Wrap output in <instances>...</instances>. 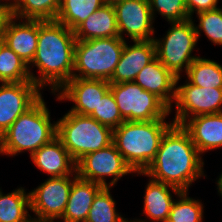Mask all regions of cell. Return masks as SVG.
Listing matches in <instances>:
<instances>
[{"mask_svg":"<svg viewBox=\"0 0 222 222\" xmlns=\"http://www.w3.org/2000/svg\"><path fill=\"white\" fill-rule=\"evenodd\" d=\"M193 19L171 23L163 39H153L156 48V58L176 77L181 76L182 68L188 67L197 58L192 51L198 38Z\"/></svg>","mask_w":222,"mask_h":222,"instance_id":"52a82bcc","label":"cell"},{"mask_svg":"<svg viewBox=\"0 0 222 222\" xmlns=\"http://www.w3.org/2000/svg\"><path fill=\"white\" fill-rule=\"evenodd\" d=\"M182 125L173 124L162 137L155 158L139 175L187 191L195 180L203 177V159Z\"/></svg>","mask_w":222,"mask_h":222,"instance_id":"6da1fadb","label":"cell"},{"mask_svg":"<svg viewBox=\"0 0 222 222\" xmlns=\"http://www.w3.org/2000/svg\"><path fill=\"white\" fill-rule=\"evenodd\" d=\"M61 0H13V14L18 20H55Z\"/></svg>","mask_w":222,"mask_h":222,"instance_id":"484cf974","label":"cell"},{"mask_svg":"<svg viewBox=\"0 0 222 222\" xmlns=\"http://www.w3.org/2000/svg\"><path fill=\"white\" fill-rule=\"evenodd\" d=\"M136 221H134V220H126L125 222H145L144 220H138V219H135ZM147 222V221H146Z\"/></svg>","mask_w":222,"mask_h":222,"instance_id":"74e56055","label":"cell"},{"mask_svg":"<svg viewBox=\"0 0 222 222\" xmlns=\"http://www.w3.org/2000/svg\"><path fill=\"white\" fill-rule=\"evenodd\" d=\"M157 58L147 64L136 76L134 82L141 88L159 97L169 108L171 113L172 102L175 99V89L178 81Z\"/></svg>","mask_w":222,"mask_h":222,"instance_id":"e0dca14e","label":"cell"},{"mask_svg":"<svg viewBox=\"0 0 222 222\" xmlns=\"http://www.w3.org/2000/svg\"><path fill=\"white\" fill-rule=\"evenodd\" d=\"M119 36L124 32L134 41L154 39L153 18L149 0H121L113 4Z\"/></svg>","mask_w":222,"mask_h":222,"instance_id":"4fadbf2b","label":"cell"},{"mask_svg":"<svg viewBox=\"0 0 222 222\" xmlns=\"http://www.w3.org/2000/svg\"><path fill=\"white\" fill-rule=\"evenodd\" d=\"M197 16L199 18V25H195L197 38L200 37V31L203 30L211 42L215 45H222V9L199 12Z\"/></svg>","mask_w":222,"mask_h":222,"instance_id":"f546056e","label":"cell"},{"mask_svg":"<svg viewBox=\"0 0 222 222\" xmlns=\"http://www.w3.org/2000/svg\"><path fill=\"white\" fill-rule=\"evenodd\" d=\"M75 44L74 31L64 24L56 20H39L37 50L31 63L39 69L40 76L31 72L32 82L41 90L51 85L55 94L72 79Z\"/></svg>","mask_w":222,"mask_h":222,"instance_id":"7a4b0ae2","label":"cell"},{"mask_svg":"<svg viewBox=\"0 0 222 222\" xmlns=\"http://www.w3.org/2000/svg\"><path fill=\"white\" fill-rule=\"evenodd\" d=\"M217 189H218V192L220 193L221 197H222V173L221 175L219 176V179L217 180Z\"/></svg>","mask_w":222,"mask_h":222,"instance_id":"e575fe53","label":"cell"},{"mask_svg":"<svg viewBox=\"0 0 222 222\" xmlns=\"http://www.w3.org/2000/svg\"><path fill=\"white\" fill-rule=\"evenodd\" d=\"M149 183L146 185V191L144 195V213L150 220L155 222H166L174 203L172 190L175 195H179L182 191L174 186L164 184L153 179H149ZM170 189V190H169ZM173 199V200H172Z\"/></svg>","mask_w":222,"mask_h":222,"instance_id":"7402d4cb","label":"cell"},{"mask_svg":"<svg viewBox=\"0 0 222 222\" xmlns=\"http://www.w3.org/2000/svg\"><path fill=\"white\" fill-rule=\"evenodd\" d=\"M28 222H54V221H46V220H38L34 218H31Z\"/></svg>","mask_w":222,"mask_h":222,"instance_id":"8d00e7d4","label":"cell"},{"mask_svg":"<svg viewBox=\"0 0 222 222\" xmlns=\"http://www.w3.org/2000/svg\"><path fill=\"white\" fill-rule=\"evenodd\" d=\"M32 81L28 65L0 40V83Z\"/></svg>","mask_w":222,"mask_h":222,"instance_id":"4316f807","label":"cell"},{"mask_svg":"<svg viewBox=\"0 0 222 222\" xmlns=\"http://www.w3.org/2000/svg\"><path fill=\"white\" fill-rule=\"evenodd\" d=\"M186 81L175 89L174 124L182 125L191 116L222 113V88H202Z\"/></svg>","mask_w":222,"mask_h":222,"instance_id":"30bf717a","label":"cell"},{"mask_svg":"<svg viewBox=\"0 0 222 222\" xmlns=\"http://www.w3.org/2000/svg\"><path fill=\"white\" fill-rule=\"evenodd\" d=\"M1 1L2 0H0V2ZM13 18L14 14L12 2L0 3V34Z\"/></svg>","mask_w":222,"mask_h":222,"instance_id":"836d02e7","label":"cell"},{"mask_svg":"<svg viewBox=\"0 0 222 222\" xmlns=\"http://www.w3.org/2000/svg\"><path fill=\"white\" fill-rule=\"evenodd\" d=\"M110 89V83L104 79L72 78L56 94L58 100H70L75 106L70 112L90 116L97 108L104 94Z\"/></svg>","mask_w":222,"mask_h":222,"instance_id":"5bb4252c","label":"cell"},{"mask_svg":"<svg viewBox=\"0 0 222 222\" xmlns=\"http://www.w3.org/2000/svg\"><path fill=\"white\" fill-rule=\"evenodd\" d=\"M173 124L165 119L124 121L113 129V143L135 173L144 172L155 158L162 137Z\"/></svg>","mask_w":222,"mask_h":222,"instance_id":"3957f363","label":"cell"},{"mask_svg":"<svg viewBox=\"0 0 222 222\" xmlns=\"http://www.w3.org/2000/svg\"><path fill=\"white\" fill-rule=\"evenodd\" d=\"M71 175L49 177L36 189L29 192L30 209L38 220L54 221L63 216L70 189L73 183ZM72 179V180H71Z\"/></svg>","mask_w":222,"mask_h":222,"instance_id":"8fae6325","label":"cell"},{"mask_svg":"<svg viewBox=\"0 0 222 222\" xmlns=\"http://www.w3.org/2000/svg\"><path fill=\"white\" fill-rule=\"evenodd\" d=\"M110 90L125 121H153L170 114V108L159 97L134 81L110 84Z\"/></svg>","mask_w":222,"mask_h":222,"instance_id":"ba28073f","label":"cell"},{"mask_svg":"<svg viewBox=\"0 0 222 222\" xmlns=\"http://www.w3.org/2000/svg\"><path fill=\"white\" fill-rule=\"evenodd\" d=\"M56 137L77 162L84 155L113 143V129L88 115L70 111L57 122Z\"/></svg>","mask_w":222,"mask_h":222,"instance_id":"5b68a950","label":"cell"},{"mask_svg":"<svg viewBox=\"0 0 222 222\" xmlns=\"http://www.w3.org/2000/svg\"><path fill=\"white\" fill-rule=\"evenodd\" d=\"M155 58L156 48L153 39L134 41L131 46L125 42L121 58L108 82L110 84L133 82L137 74Z\"/></svg>","mask_w":222,"mask_h":222,"instance_id":"2e32d148","label":"cell"},{"mask_svg":"<svg viewBox=\"0 0 222 222\" xmlns=\"http://www.w3.org/2000/svg\"><path fill=\"white\" fill-rule=\"evenodd\" d=\"M1 84L0 137L42 97L41 89L32 81Z\"/></svg>","mask_w":222,"mask_h":222,"instance_id":"7c38bea8","label":"cell"},{"mask_svg":"<svg viewBox=\"0 0 222 222\" xmlns=\"http://www.w3.org/2000/svg\"><path fill=\"white\" fill-rule=\"evenodd\" d=\"M102 5V0H61L55 20L74 31Z\"/></svg>","mask_w":222,"mask_h":222,"instance_id":"603a6c76","label":"cell"},{"mask_svg":"<svg viewBox=\"0 0 222 222\" xmlns=\"http://www.w3.org/2000/svg\"><path fill=\"white\" fill-rule=\"evenodd\" d=\"M110 187H103L94 197L85 222H125L127 219L116 212Z\"/></svg>","mask_w":222,"mask_h":222,"instance_id":"83f0119b","label":"cell"},{"mask_svg":"<svg viewBox=\"0 0 222 222\" xmlns=\"http://www.w3.org/2000/svg\"><path fill=\"white\" fill-rule=\"evenodd\" d=\"M182 127L201 155L207 150L222 147V113L193 116Z\"/></svg>","mask_w":222,"mask_h":222,"instance_id":"ac0fdd59","label":"cell"},{"mask_svg":"<svg viewBox=\"0 0 222 222\" xmlns=\"http://www.w3.org/2000/svg\"><path fill=\"white\" fill-rule=\"evenodd\" d=\"M90 116L112 129L117 128L125 121L119 112L117 103L110 89L104 94L97 108H95V111Z\"/></svg>","mask_w":222,"mask_h":222,"instance_id":"4dcf8cb0","label":"cell"},{"mask_svg":"<svg viewBox=\"0 0 222 222\" xmlns=\"http://www.w3.org/2000/svg\"><path fill=\"white\" fill-rule=\"evenodd\" d=\"M188 81L202 88H222V65L198 57L188 67L186 72Z\"/></svg>","mask_w":222,"mask_h":222,"instance_id":"d4e9b609","label":"cell"},{"mask_svg":"<svg viewBox=\"0 0 222 222\" xmlns=\"http://www.w3.org/2000/svg\"><path fill=\"white\" fill-rule=\"evenodd\" d=\"M103 187L95 182L81 179L75 172L63 222H85L96 194Z\"/></svg>","mask_w":222,"mask_h":222,"instance_id":"ffe728a7","label":"cell"},{"mask_svg":"<svg viewBox=\"0 0 222 222\" xmlns=\"http://www.w3.org/2000/svg\"><path fill=\"white\" fill-rule=\"evenodd\" d=\"M186 1V8L188 11V15L190 18L194 11L195 13L203 12V11H209L214 10L217 7L218 0H185Z\"/></svg>","mask_w":222,"mask_h":222,"instance_id":"d6a6232c","label":"cell"},{"mask_svg":"<svg viewBox=\"0 0 222 222\" xmlns=\"http://www.w3.org/2000/svg\"><path fill=\"white\" fill-rule=\"evenodd\" d=\"M17 20L14 17L8 23L0 34V40L28 65L31 74L30 66L38 44L39 20L23 19L19 23Z\"/></svg>","mask_w":222,"mask_h":222,"instance_id":"9a60e30c","label":"cell"},{"mask_svg":"<svg viewBox=\"0 0 222 222\" xmlns=\"http://www.w3.org/2000/svg\"><path fill=\"white\" fill-rule=\"evenodd\" d=\"M30 209V194L20 187L11 193L3 195L0 189V222H28Z\"/></svg>","mask_w":222,"mask_h":222,"instance_id":"cb8c5ba5","label":"cell"},{"mask_svg":"<svg viewBox=\"0 0 222 222\" xmlns=\"http://www.w3.org/2000/svg\"><path fill=\"white\" fill-rule=\"evenodd\" d=\"M102 1H103L104 4H111V5H113V4H115V3H117V2H119L121 0H102Z\"/></svg>","mask_w":222,"mask_h":222,"instance_id":"d590c367","label":"cell"},{"mask_svg":"<svg viewBox=\"0 0 222 222\" xmlns=\"http://www.w3.org/2000/svg\"><path fill=\"white\" fill-rule=\"evenodd\" d=\"M74 36L76 40L119 36L113 5H102L74 30Z\"/></svg>","mask_w":222,"mask_h":222,"instance_id":"44dd1931","label":"cell"},{"mask_svg":"<svg viewBox=\"0 0 222 222\" xmlns=\"http://www.w3.org/2000/svg\"><path fill=\"white\" fill-rule=\"evenodd\" d=\"M50 112L41 97L0 137V154L15 156L29 151L30 156L57 135V123H51Z\"/></svg>","mask_w":222,"mask_h":222,"instance_id":"277c9868","label":"cell"},{"mask_svg":"<svg viewBox=\"0 0 222 222\" xmlns=\"http://www.w3.org/2000/svg\"><path fill=\"white\" fill-rule=\"evenodd\" d=\"M187 191H182L175 200L166 222H202L203 204L187 196Z\"/></svg>","mask_w":222,"mask_h":222,"instance_id":"f1b7e54d","label":"cell"},{"mask_svg":"<svg viewBox=\"0 0 222 222\" xmlns=\"http://www.w3.org/2000/svg\"><path fill=\"white\" fill-rule=\"evenodd\" d=\"M31 159L38 169L50 174L51 178L73 176L76 172V162L57 137L35 151Z\"/></svg>","mask_w":222,"mask_h":222,"instance_id":"d6986e66","label":"cell"},{"mask_svg":"<svg viewBox=\"0 0 222 222\" xmlns=\"http://www.w3.org/2000/svg\"><path fill=\"white\" fill-rule=\"evenodd\" d=\"M135 173L117 151L114 143L84 155L76 162V173L81 179L95 182L102 187H113L124 175ZM113 179L106 183L105 177Z\"/></svg>","mask_w":222,"mask_h":222,"instance_id":"9c48e42d","label":"cell"},{"mask_svg":"<svg viewBox=\"0 0 222 222\" xmlns=\"http://www.w3.org/2000/svg\"><path fill=\"white\" fill-rule=\"evenodd\" d=\"M120 36L91 40H76L73 78L109 81L124 49ZM79 72L76 74L75 72Z\"/></svg>","mask_w":222,"mask_h":222,"instance_id":"8992f818","label":"cell"},{"mask_svg":"<svg viewBox=\"0 0 222 222\" xmlns=\"http://www.w3.org/2000/svg\"><path fill=\"white\" fill-rule=\"evenodd\" d=\"M149 4L153 18L155 11H158L169 23L191 19L188 15L185 0H149Z\"/></svg>","mask_w":222,"mask_h":222,"instance_id":"1f68e13d","label":"cell"}]
</instances>
